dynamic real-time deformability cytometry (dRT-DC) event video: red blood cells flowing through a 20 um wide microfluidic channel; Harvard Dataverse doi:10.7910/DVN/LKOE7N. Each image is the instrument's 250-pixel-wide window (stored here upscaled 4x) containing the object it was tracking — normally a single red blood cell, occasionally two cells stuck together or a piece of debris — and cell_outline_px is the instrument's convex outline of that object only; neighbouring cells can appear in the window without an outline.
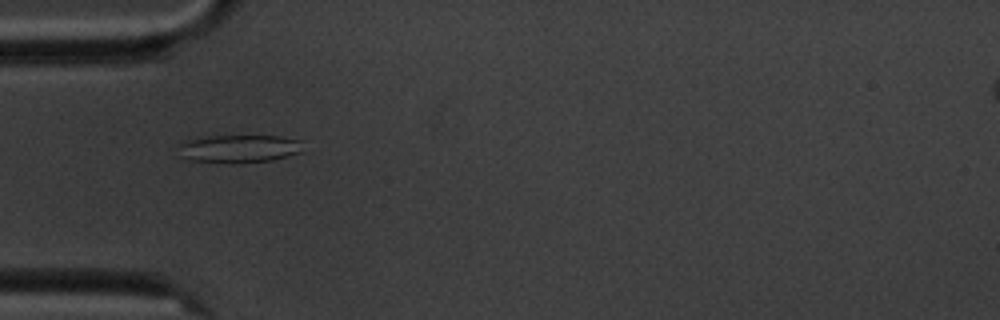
{"species": "common noctule bat (a hibernating species)", "species_latin": "Nyctalus noctula", "temperature_condition": "cold", "stored_images_in_passage": 6, "camera_frame_rate_fps": 3000, "um_per_image_px": 0.085, "animal": {"sex": "male", "body_mass_g": 20.1, "forearm_length_mm": 53.5}, "frame": {"image": 1, "passage_image": 5, "time_ms": 4.667, "image_size_px": [1000, 320], "cell_outline_px": [[304, 140], [300, 152], [288, 156], [272, 160], [236, 164], [192, 160], [180, 156], [180, 144], [188, 140], [200, 136], [280, 136]], "centroid_in_image_um": [20.36, 12.64], "position_along_channel_um": 64.6, "area_um2": 20.46}}